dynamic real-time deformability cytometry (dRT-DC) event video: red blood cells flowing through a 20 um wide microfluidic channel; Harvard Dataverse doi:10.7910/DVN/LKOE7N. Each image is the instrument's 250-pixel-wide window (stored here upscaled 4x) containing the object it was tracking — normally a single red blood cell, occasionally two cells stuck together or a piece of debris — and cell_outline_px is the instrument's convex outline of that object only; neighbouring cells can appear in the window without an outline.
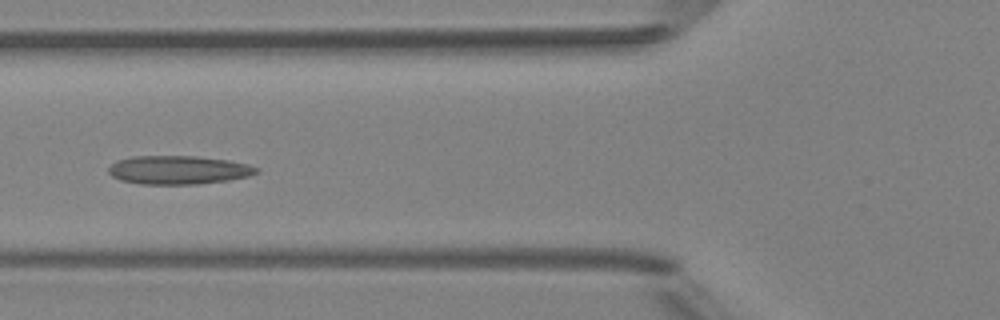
{"species": "Egyptian fruit bat (a non-hibernating species)", "species_latin": "Rousettus aegyptiacus", "temperature_condition": "room temperature", "stored_images_in_passage": 6, "camera_frame_rate_fps": 3000, "um_per_image_px": 0.085, "animal": {"sex": "female"}, "frame": {"image": 1, "passage_image": 5, "time_ms": 4.667, "image_size_px": [1000, 320], "cell_outline_px": [[260, 172], [248, 176], [228, 180], [196, 184], [140, 184], [120, 180], [112, 176], [108, 172], [108, 168], [116, 160], [132, 156], [196, 156], [228, 160], [248, 164], [260, 168]], "centroid_in_image_um": [15.16, 14.44], "position_along_channel_um": 110.6, "area_um2": 24.74}}
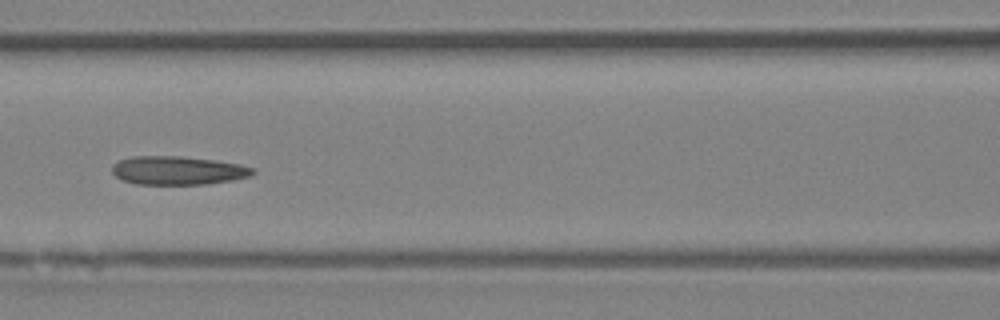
{"frame": {"image": 2, "passage_image": 6, "time_ms": 5.667, "image_size_px": [1000, 320], "cell_outline_px": [[256, 172], [248, 176], [236, 180], [204, 184], [136, 184], [120, 180], [112, 172], [112, 164], [120, 160], [132, 156], [180, 156], [216, 160], [240, 164], [256, 168]], "centroid_in_image_um": [15.13, 14.49], "position_along_channel_um": 151.5, "area_um2": 23.64}}